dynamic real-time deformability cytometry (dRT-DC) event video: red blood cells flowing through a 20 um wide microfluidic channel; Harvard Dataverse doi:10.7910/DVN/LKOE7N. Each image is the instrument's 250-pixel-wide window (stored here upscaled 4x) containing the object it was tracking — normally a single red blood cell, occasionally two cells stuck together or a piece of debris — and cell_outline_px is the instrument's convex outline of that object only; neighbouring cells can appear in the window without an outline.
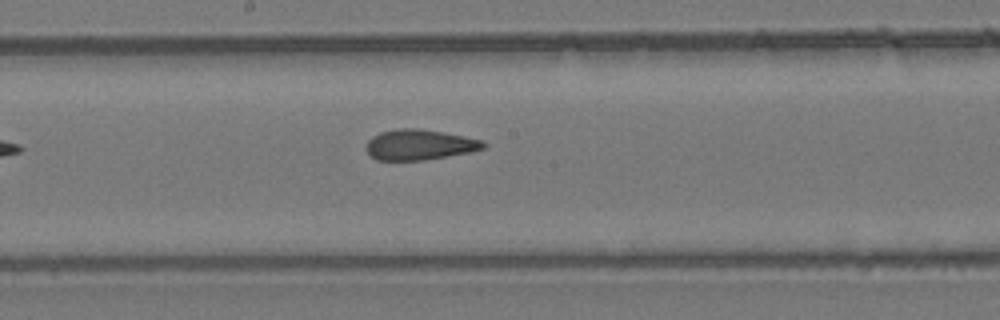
{"species": "common noctule bat (a hibernating species)", "species_latin": "Nyctalus noctula", "temperature_condition": "room temperature", "stored_images_in_passage": 8, "camera_frame_rate_fps": 3000, "um_per_image_px": 0.085, "animal": {"sex": "female", "body_mass_g": 24.6, "forearm_length_mm": 56.2}, "frame": {"image": 1, "passage_image": 8, "time_ms": 8.0, "image_size_px": [1000, 320], "cell_outline_px": [[488, 144], [484, 148], [472, 152], [424, 160], [376, 160], [364, 148], [368, 140], [372, 136], [380, 132], [396, 128], [416, 128], [464, 136], [484, 140]], "centroid_in_image_um": [35.66, 12.3], "position_along_channel_um": 212.5, "area_um2": 20.92}}